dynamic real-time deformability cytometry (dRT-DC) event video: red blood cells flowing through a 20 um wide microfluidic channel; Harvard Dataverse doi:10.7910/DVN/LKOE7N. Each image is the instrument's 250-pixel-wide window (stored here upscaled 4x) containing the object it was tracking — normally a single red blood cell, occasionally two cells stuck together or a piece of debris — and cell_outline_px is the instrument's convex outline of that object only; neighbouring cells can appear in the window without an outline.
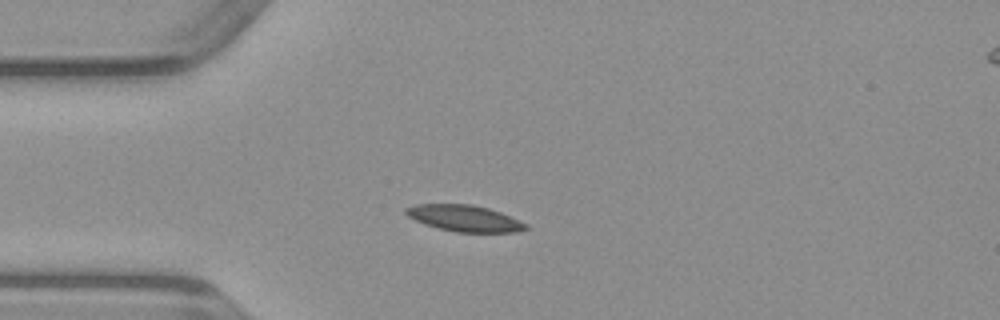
{"species": "common noctule bat (a hibernating species)", "species_latin": "Nyctalus noctula", "temperature_condition": "warm", "stored_images_in_passage": 38, "camera_frame_rate_fps": 3000, "um_per_image_px": 0.085, "animal": {"sex": "male", "body_mass_g": 23.1, "forearm_length_mm": 52.7}, "frame": {"image": 1, "passage_image": 1, "time_ms": 0.0, "image_size_px": [1000, 320], "cell_outline_px": [[528, 228], [516, 232], [456, 232], [424, 224], [408, 216], [404, 212], [404, 208], [416, 204], [472, 204], [488, 208], [500, 212], [528, 224]], "centroid_in_image_um": [39.47, 18.55], "position_along_channel_um": 45.5, "area_um2": 18.32}}
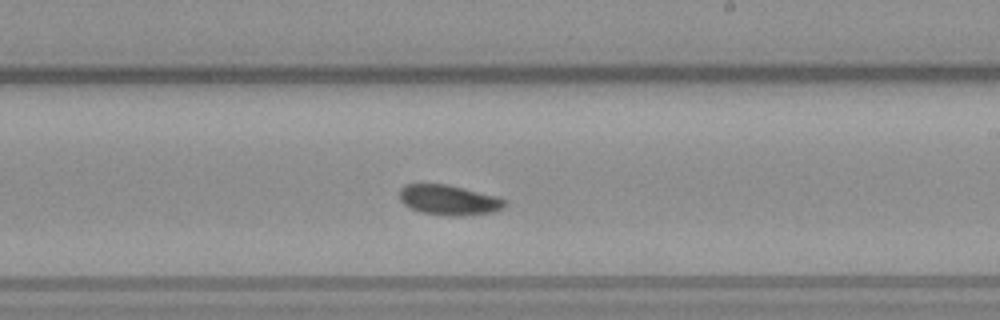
{"frame": {"image": 2, "passage_image": 17, "time_ms": 5.333, "image_size_px": [1000, 320], "cell_outline_px": [[508, 200], [504, 208], [492, 212], [460, 216], [452, 216], [420, 212], [404, 204], [400, 200], [400, 188], [404, 184], [448, 184], [500, 196]], "centroid_in_image_um": [38.21, 16.99], "position_along_channel_um": 250.8, "area_um2": 18.73}}
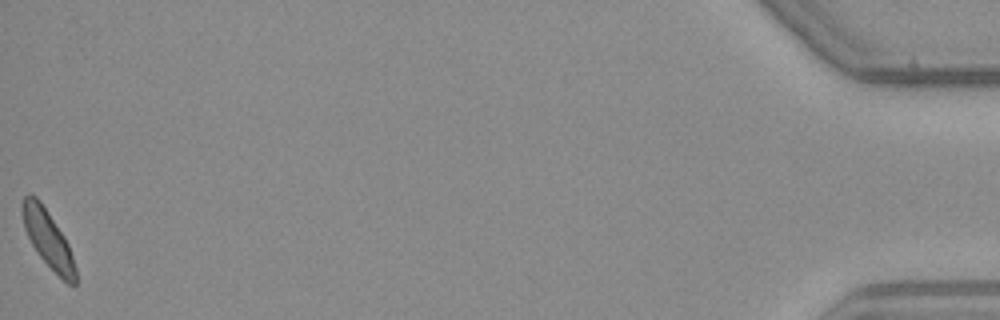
{"frame": {"image": 3, "passage_image": 38, "time_ms": 12.333, "image_size_px": [1000, 320], "cell_outline_px": [[76, 284], [68, 284], [36, 252], [24, 228], [20, 208], [20, 204], [24, 196], [28, 192], [36, 196], [40, 200], [64, 236], [68, 244], [76, 268]], "centroid_in_image_um": [4.04, 20.23], "position_along_channel_um": 431.2, "area_um2": 17.63}}